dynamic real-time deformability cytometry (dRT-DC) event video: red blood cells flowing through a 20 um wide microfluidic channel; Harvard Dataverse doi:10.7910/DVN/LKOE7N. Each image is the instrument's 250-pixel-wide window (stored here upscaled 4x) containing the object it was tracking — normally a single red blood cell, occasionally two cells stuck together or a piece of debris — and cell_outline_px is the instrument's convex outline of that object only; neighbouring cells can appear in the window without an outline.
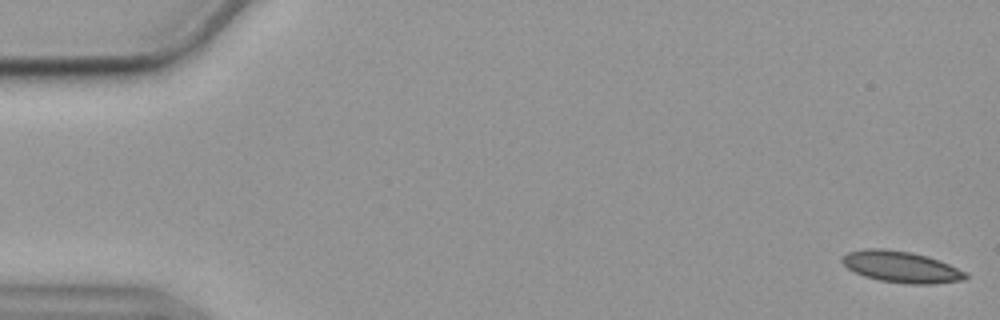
{"species": "common noctule bat (a hibernating species)", "species_latin": "Nyctalus noctula", "temperature_condition": "cold", "stored_images_in_passage": 56, "camera_frame_rate_fps": 3000, "um_per_image_px": 0.085, "animal": {"sex": "female", "body_mass_g": 19.9}, "frame": {"image": 1, "passage_image": 1, "time_ms": 0.0, "image_size_px": [1000, 320], "cell_outline_px": [[968, 276], [964, 280], [932, 284], [908, 284], [880, 280], [864, 276], [848, 268], [840, 260], [848, 252], [864, 248], [884, 248], [912, 252], [928, 256], [940, 260], [968, 272]], "centroid_in_image_um": [76.64, 22.67], "position_along_channel_um": 8.4, "area_um2": 22.72}}
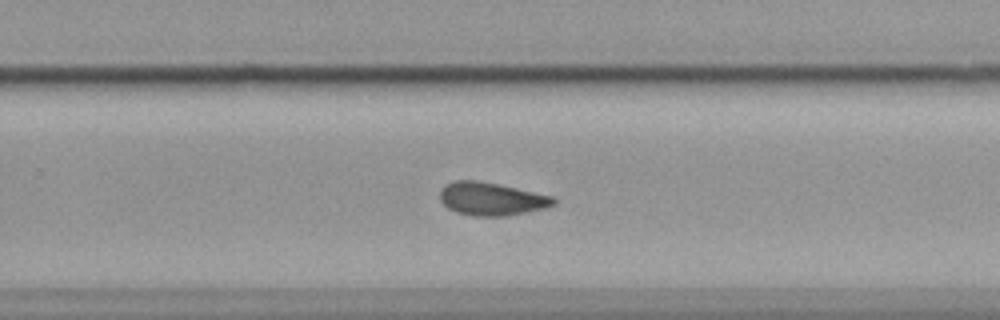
{"frame": {"image": 2, "passage_image": 36, "time_ms": 11.667, "image_size_px": [1000, 320], "cell_outline_px": [[556, 204], [544, 208], [508, 216], [472, 216], [456, 212], [448, 208], [440, 200], [440, 188], [444, 184], [456, 180], [476, 180], [556, 196]], "centroid_in_image_um": [41.77, 16.91], "position_along_channel_um": 288.0, "area_um2": 22.02}}
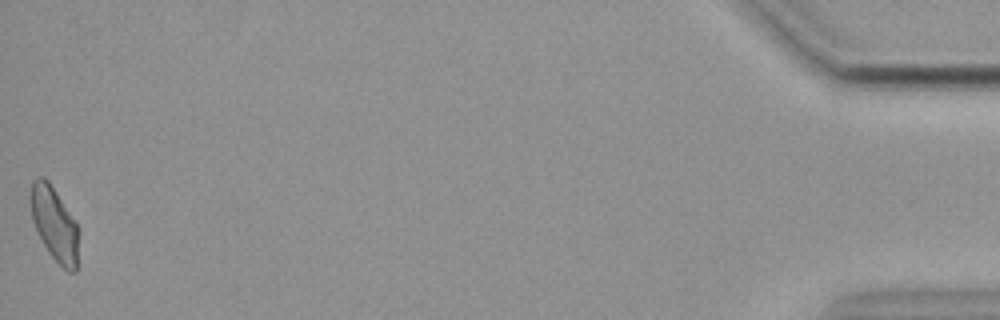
{"frame": {"image": 3, "passage_image": 56, "time_ms": 18.333, "image_size_px": [1000, 320], "cell_outline_px": [[80, 232], [76, 272], [68, 272], [48, 252], [32, 220], [28, 200], [28, 192], [32, 180], [36, 176], [44, 176], [48, 180], [76, 224]], "centroid_in_image_um": [4.59, 18.99], "position_along_channel_um": 430.6, "area_um2": 20.92}, "authors_computed_cell_mechanics": {"area_um2": 22.0507, "velocity_mm_per_s": 3.5736, "shape_relaxation_time_tau1_ms": 9.1233, "shape_relaxation_time_tau2_ms": 2.9148, "deformation_change_tau1": 0.1641, "deformation_change_tau2": 0.0816}}